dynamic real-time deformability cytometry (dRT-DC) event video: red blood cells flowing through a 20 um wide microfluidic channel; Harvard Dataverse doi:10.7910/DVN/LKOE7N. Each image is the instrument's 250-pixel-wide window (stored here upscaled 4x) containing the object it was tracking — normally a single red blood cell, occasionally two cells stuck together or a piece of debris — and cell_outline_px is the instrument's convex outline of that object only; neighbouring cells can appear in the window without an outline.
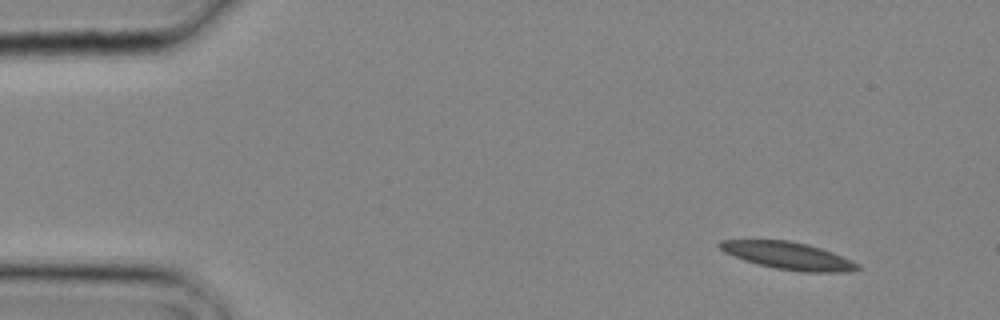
{"species": "common noctule bat (a hibernating species)", "species_latin": "Nyctalus noctula", "temperature_condition": "cold", "stored_images_in_passage": 2, "camera_frame_rate_fps": 3000, "um_per_image_px": 0.085, "animal": {"sex": "male", "body_mass_g": 20.4}, "frame": {"image": 1, "passage_image": 1, "time_ms": 0.0, "image_size_px": [1000, 320], "cell_outline_px": [[860, 268], [848, 272], [804, 272], [776, 268], [744, 260], [724, 252], [716, 244], [720, 240], [788, 240], [808, 244], [832, 252], [852, 260], [860, 264]], "centroid_in_image_um": [67.01, 21.73], "position_along_channel_um": 18.0, "area_um2": 21.85}}